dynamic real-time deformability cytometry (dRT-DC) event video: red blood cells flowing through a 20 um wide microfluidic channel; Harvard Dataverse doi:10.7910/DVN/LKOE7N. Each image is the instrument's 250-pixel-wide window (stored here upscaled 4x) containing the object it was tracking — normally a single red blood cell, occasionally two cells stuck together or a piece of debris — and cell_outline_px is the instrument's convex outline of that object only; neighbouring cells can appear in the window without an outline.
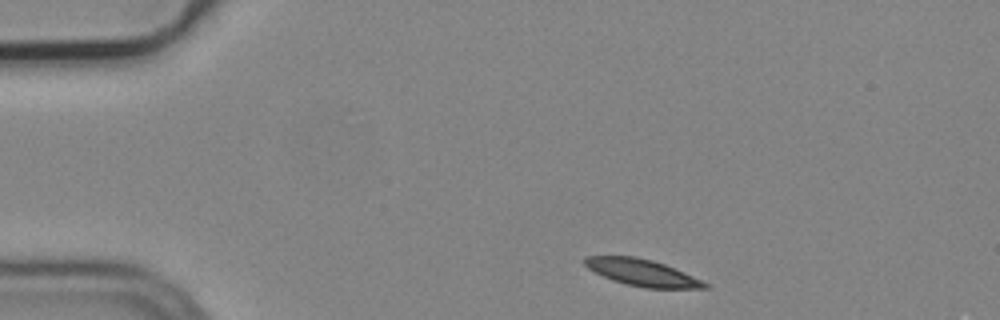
{"species": "common noctule bat (a hibernating species)", "species_latin": "Nyctalus noctula", "temperature_condition": "cold", "stored_images_in_passage": 6, "camera_frame_rate_fps": 3000, "um_per_image_px": 0.085, "animal": {"sex": "male", "body_mass_g": 19.2, "forearm_length_mm": 51.8}, "frame": {"image": 1, "passage_image": 1, "time_ms": 0.0, "image_size_px": [1000, 320], "cell_outline_px": [[712, 288], [644, 288], [612, 280], [588, 268], [584, 264], [584, 256], [636, 256], [652, 260], [664, 264], [684, 272], [708, 284]], "centroid_in_image_um": [54.57, 23.16], "position_along_channel_um": 30.4, "area_um2": 18.44}}
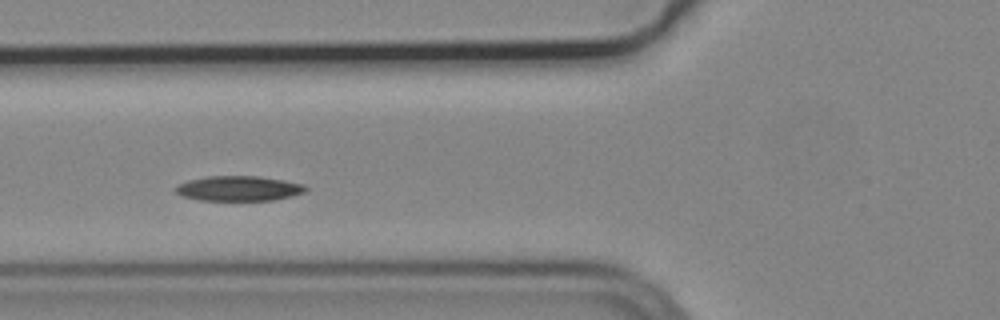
{"frame": {"image": 2, "passage_image": 4, "time_ms": 1.0, "image_size_px": [1000, 320], "cell_outline_px": [[308, 192], [292, 196], [272, 200], [200, 200], [180, 196], [176, 192], [176, 188], [180, 184], [188, 180], [208, 176], [260, 176], [284, 180], [304, 184], [308, 188]], "centroid_in_image_um": [20.35, 16.01], "position_along_channel_um": 105.5, "area_um2": 19.02}}
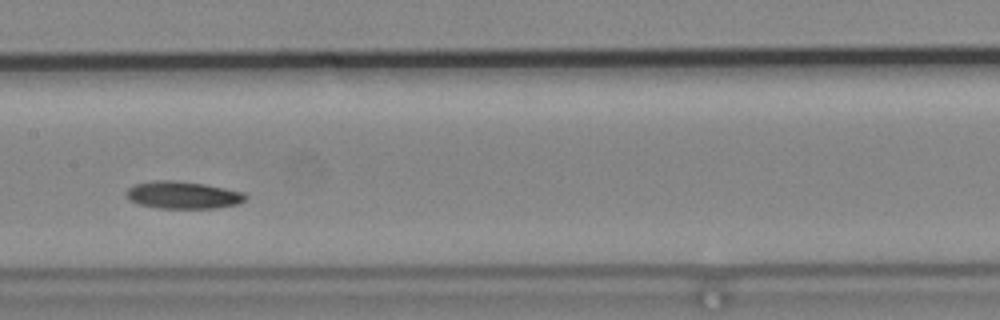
{"frame": {"image": 3, "passage_image": 6, "time_ms": 1.667, "image_size_px": [1000, 320], "cell_outline_px": [[248, 196], [244, 200], [236, 204], [216, 208], [160, 208], [140, 204], [128, 200], [124, 196], [124, 192], [128, 188], [136, 184], [156, 180], [172, 180], [204, 184], [244, 192]], "centroid_in_image_um": [15.51, 16.58], "position_along_channel_um": 191.9, "area_um2": 18.96}}